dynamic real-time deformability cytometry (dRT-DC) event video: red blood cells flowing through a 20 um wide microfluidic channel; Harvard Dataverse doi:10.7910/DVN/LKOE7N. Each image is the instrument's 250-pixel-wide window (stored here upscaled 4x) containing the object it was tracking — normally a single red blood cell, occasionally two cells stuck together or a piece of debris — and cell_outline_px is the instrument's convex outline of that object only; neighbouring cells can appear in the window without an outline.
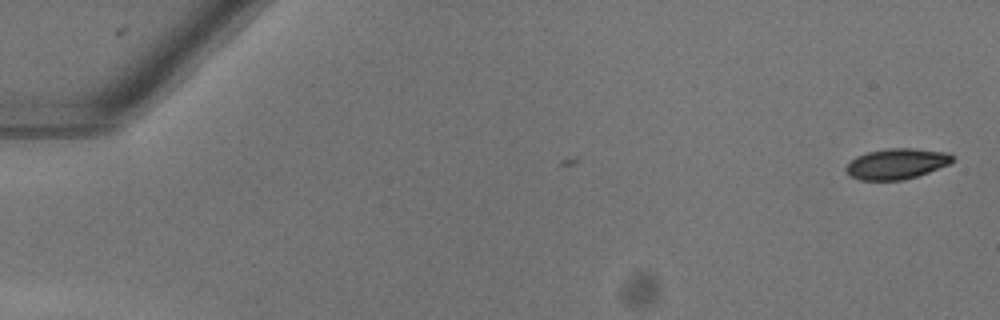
{"species": "common noctule bat (a hibernating species)", "species_latin": "Nyctalus noctula", "temperature_condition": "warm", "stored_images_in_passage": 2, "camera_frame_rate_fps": 3000, "um_per_image_px": 0.085, "animal": {"sex": "female"}, "frame": {"image": 1, "passage_image": 2, "time_ms": 0.333, "image_size_px": [1000, 320], "cell_outline_px": [[952, 160], [948, 164], [928, 172], [904, 180], [860, 180], [848, 176], [844, 168], [856, 156], [868, 152], [888, 148], [916, 148], [948, 152], [952, 156]], "centroid_in_image_um": [76.17, 13.92], "position_along_channel_um": 8.8, "area_um2": 18.96}}